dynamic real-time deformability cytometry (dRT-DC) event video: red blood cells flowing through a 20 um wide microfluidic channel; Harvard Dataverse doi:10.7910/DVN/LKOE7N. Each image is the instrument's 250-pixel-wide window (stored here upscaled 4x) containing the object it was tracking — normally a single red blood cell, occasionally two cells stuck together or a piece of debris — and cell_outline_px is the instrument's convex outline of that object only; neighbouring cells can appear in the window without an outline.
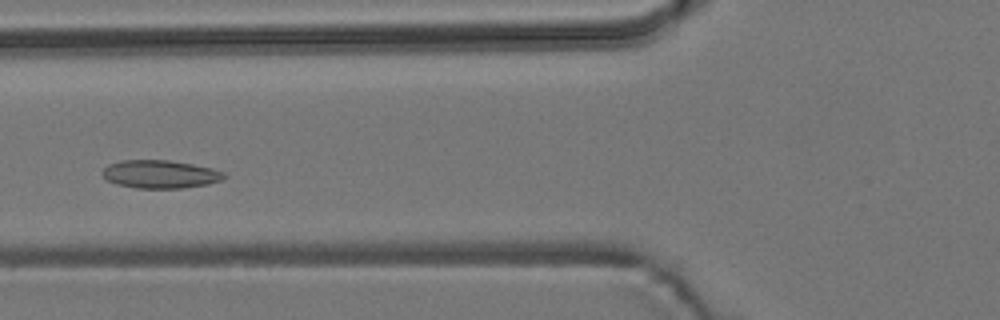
{"species": "common noctule bat (a hibernating species)", "species_latin": "Nyctalus noctula", "temperature_condition": "room temperature", "stored_images_in_passage": 4, "camera_frame_rate_fps": 3000, "um_per_image_px": 0.085, "animal": {"sex": "male", "body_mass_g": 19.2, "forearm_length_mm": 51.8}, "frame": {"image": 1, "passage_image": 4, "time_ms": 4.333, "image_size_px": [1000, 320], "cell_outline_px": [[228, 176], [220, 180], [208, 184], [184, 188], [136, 188], [116, 184], [108, 180], [100, 172], [108, 164], [120, 160], [168, 160], [192, 164], [212, 168], [224, 172]], "centroid_in_image_um": [13.61, 14.8], "position_along_channel_um": 112.2, "area_um2": 20.0}}